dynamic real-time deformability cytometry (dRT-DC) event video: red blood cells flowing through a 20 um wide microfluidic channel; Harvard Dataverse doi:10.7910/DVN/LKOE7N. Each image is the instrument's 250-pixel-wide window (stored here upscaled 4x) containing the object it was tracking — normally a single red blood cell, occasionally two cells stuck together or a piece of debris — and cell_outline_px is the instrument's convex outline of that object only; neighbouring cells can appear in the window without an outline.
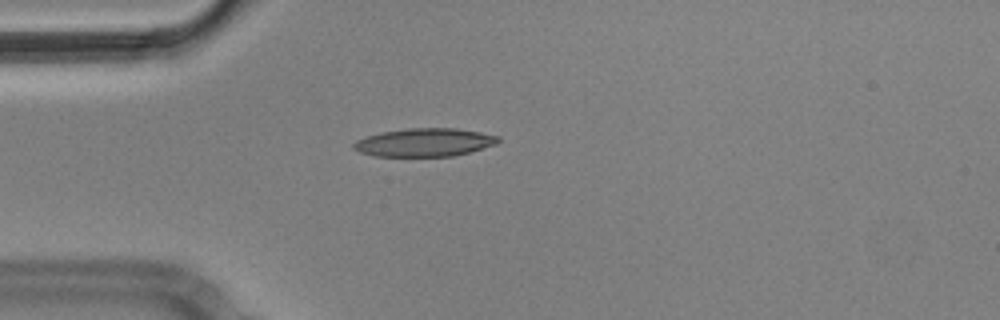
{"species": "Egyptian fruit bat (a non-hibernating species)", "species_latin": "Rousettus aegyptiacus", "temperature_condition": "cold", "stored_images_in_passage": 3, "camera_frame_rate_fps": 3000, "um_per_image_px": 0.085, "animal": {"sex": "male"}, "frame": {"image": 1, "passage_image": 1, "time_ms": 0.0, "image_size_px": [1000, 320], "cell_outline_px": [[500, 140], [496, 144], [468, 152], [452, 156], [376, 156], [360, 152], [352, 148], [352, 144], [356, 140], [380, 132], [408, 128], [456, 128], [480, 132], [500, 136]], "centroid_in_image_um": [36.07, 12.1], "position_along_channel_um": 48.9, "area_um2": 23.7}}